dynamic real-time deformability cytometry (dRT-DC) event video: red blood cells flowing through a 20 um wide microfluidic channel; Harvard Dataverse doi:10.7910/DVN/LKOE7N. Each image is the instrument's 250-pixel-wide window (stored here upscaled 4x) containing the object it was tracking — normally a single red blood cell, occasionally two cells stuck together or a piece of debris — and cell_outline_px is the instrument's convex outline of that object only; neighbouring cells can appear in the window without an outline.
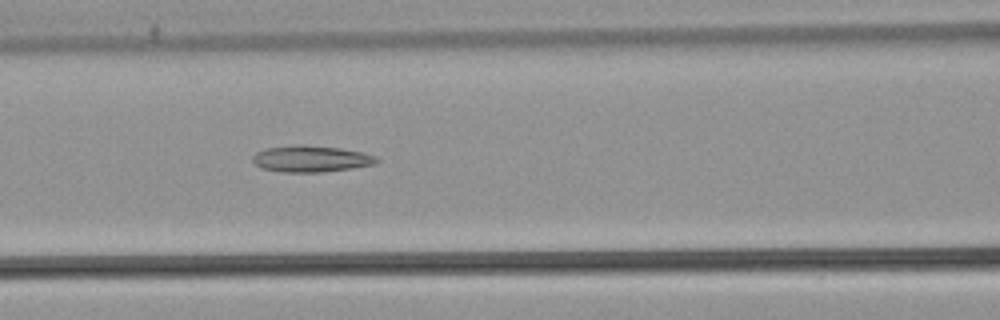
{"species": "common noctule bat (a hibernating species)", "species_latin": "Nyctalus noctula", "temperature_condition": "warm", "stored_images_in_passage": 53, "camera_frame_rate_fps": 3000, "um_per_image_px": 0.085, "animal": {"sex": "male", "body_mass_g": 21.5, "forearm_length_mm": 52.0}, "frame": {"image": 1, "passage_image": 23, "time_ms": 7.333, "image_size_px": [1000, 320], "cell_outline_px": [[380, 160], [372, 164], [352, 168], [320, 172], [280, 172], [260, 168], [252, 160], [252, 156], [256, 152], [264, 148], [296, 144], [304, 144], [340, 148], [364, 152], [376, 156]], "centroid_in_image_um": [26.39, 13.48], "position_along_channel_um": 140.2, "area_um2": 19.31}}
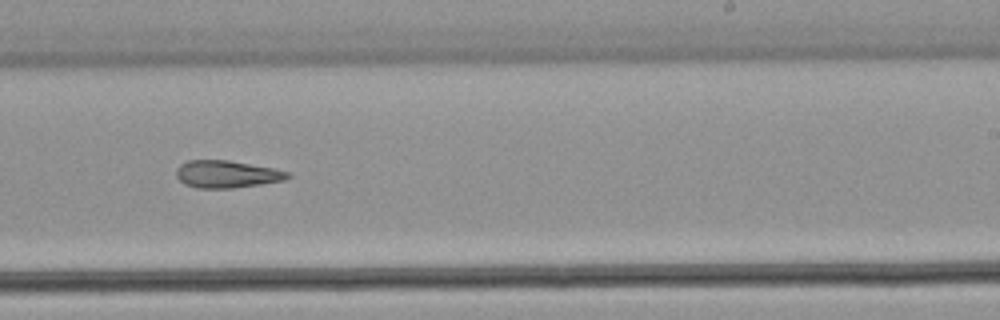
{"frame": {"image": 2, "passage_image": 33, "time_ms": 10.667, "image_size_px": [1000, 320], "cell_outline_px": [[292, 176], [284, 180], [260, 184], [232, 188], [196, 188], [184, 184], [176, 176], [176, 168], [180, 164], [188, 160], [228, 160], [272, 168], [288, 172]], "centroid_in_image_um": [19.24, 14.8], "position_along_channel_um": 269.8, "area_um2": 17.69}}
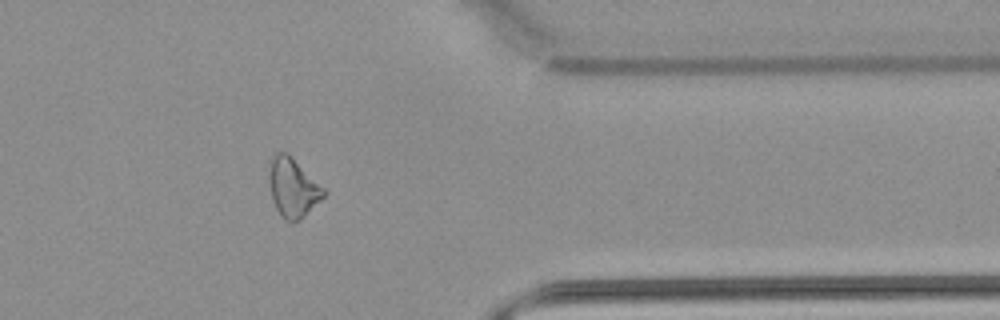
{"frame": {"image": 3, "passage_image": 43, "time_ms": 14.0, "image_size_px": [1000, 320], "cell_outline_px": [[328, 192], [300, 220], [292, 224], [280, 216], [272, 200], [268, 176], [272, 156], [276, 152], [288, 152]], "centroid_in_image_um": [24.88, 15.95], "position_along_channel_um": 386.5, "area_um2": 18.9}}